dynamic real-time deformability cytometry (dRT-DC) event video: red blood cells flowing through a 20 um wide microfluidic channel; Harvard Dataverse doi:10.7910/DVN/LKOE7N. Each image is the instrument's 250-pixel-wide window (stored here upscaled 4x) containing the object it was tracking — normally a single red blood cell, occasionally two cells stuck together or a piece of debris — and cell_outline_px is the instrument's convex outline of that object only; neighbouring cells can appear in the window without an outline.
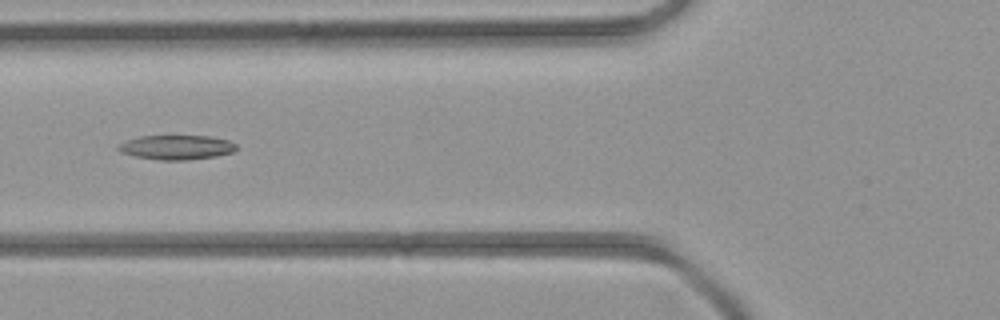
{"species": "common noctule bat (a hibernating species)", "species_latin": "Nyctalus noctula", "temperature_condition": "room temperature", "stored_images_in_passage": 5, "camera_frame_rate_fps": 3000, "um_per_image_px": 0.085, "animal": {"sex": "female", "body_mass_g": 21.9}, "frame": {"image": 1, "passage_image": 5, "time_ms": 4.667, "image_size_px": [1000, 320], "cell_outline_px": [[236, 148], [232, 152], [216, 156], [188, 160], [160, 160], [136, 156], [120, 152], [116, 148], [120, 144], [128, 140], [140, 136], [208, 136], [228, 140], [236, 144]], "centroid_in_image_um": [15.0, 12.52], "position_along_channel_um": 110.8, "area_um2": 16.65}}